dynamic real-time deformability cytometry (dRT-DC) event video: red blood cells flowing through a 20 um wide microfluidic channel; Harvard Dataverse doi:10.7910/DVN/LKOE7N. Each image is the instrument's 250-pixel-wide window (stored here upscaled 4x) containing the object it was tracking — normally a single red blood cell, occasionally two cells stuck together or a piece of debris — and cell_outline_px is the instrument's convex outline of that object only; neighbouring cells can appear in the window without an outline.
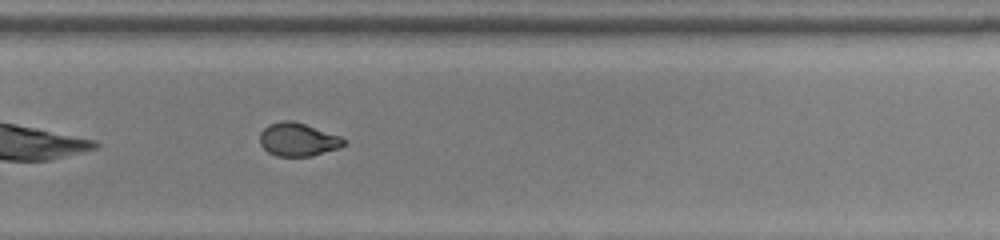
{"species": "common noctule bat (a hibernating species)", "species_latin": "Nyctalus noctula", "temperature_condition": "room temperature", "stored_images_in_passage": 34, "camera_frame_rate_fps": 3000, "um_per_image_px": 0.085, "animal": {"sex": "female", "body_mass_g": 22.0, "forearm_length_mm": 56.7}, "frame": {"image": 1, "passage_image": 20, "time_ms": 6.333, "image_size_px": [1000, 240], "cell_outline_px": [[344, 144], [340, 148], [312, 156], [276, 156], [268, 152], [260, 144], [260, 132], [268, 124], [284, 120], [292, 120], [340, 136], [344, 140]], "centroid_in_image_um": [25.3, 11.86], "position_along_channel_um": 304.5, "area_um2": 16.18}}